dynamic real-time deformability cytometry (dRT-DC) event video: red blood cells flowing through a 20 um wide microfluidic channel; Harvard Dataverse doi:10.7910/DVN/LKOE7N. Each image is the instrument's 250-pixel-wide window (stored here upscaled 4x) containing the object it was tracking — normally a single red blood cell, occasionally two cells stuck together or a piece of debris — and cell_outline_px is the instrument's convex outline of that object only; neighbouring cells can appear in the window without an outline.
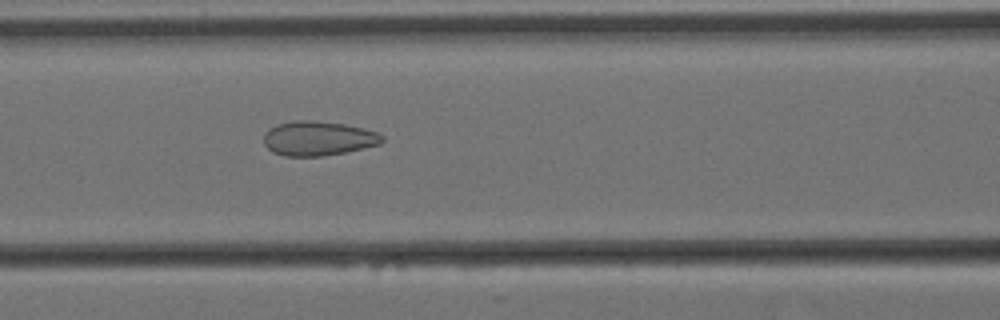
{"species": "Egyptian fruit bat (a non-hibernating species)", "species_latin": "Rousettus aegyptiacus", "temperature_condition": "cold", "stored_images_in_passage": 57, "camera_frame_rate_fps": 3000, "um_per_image_px": 0.085, "animal": {"sex": "female"}, "frame": {"image": 1, "passage_image": 23, "time_ms": 7.333, "image_size_px": [1000, 320], "cell_outline_px": [[384, 140], [380, 144], [364, 148], [324, 156], [284, 156], [272, 152], [264, 144], [264, 132], [268, 128], [276, 124], [292, 120], [312, 120], [344, 124], [364, 128], [376, 132], [384, 136]], "centroid_in_image_um": [27.02, 11.76], "position_along_channel_um": 139.6, "area_um2": 23.99}}
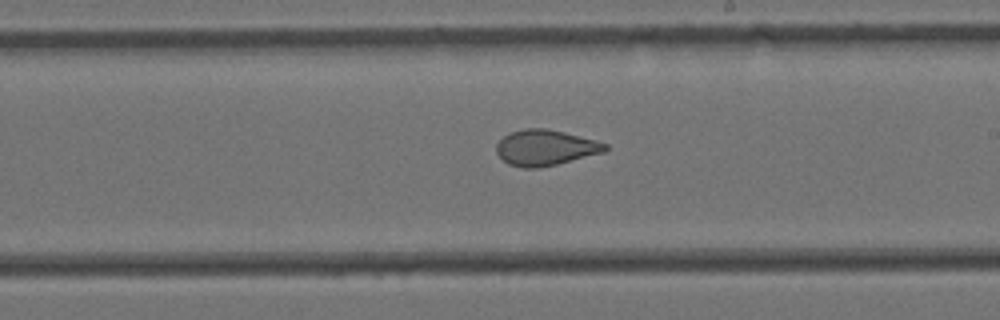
{"frame": {"image": 2, "passage_image": 32, "time_ms": 10.333, "image_size_px": [1000, 320], "cell_outline_px": [[608, 148], [604, 152], [556, 164], [536, 168], [520, 168], [508, 164], [496, 152], [496, 144], [504, 136], [512, 132], [524, 128], [544, 128], [564, 132], [596, 140], [608, 144]], "centroid_in_image_um": [46.35, 12.55], "position_along_channel_um": 242.7, "area_um2": 22.48}}
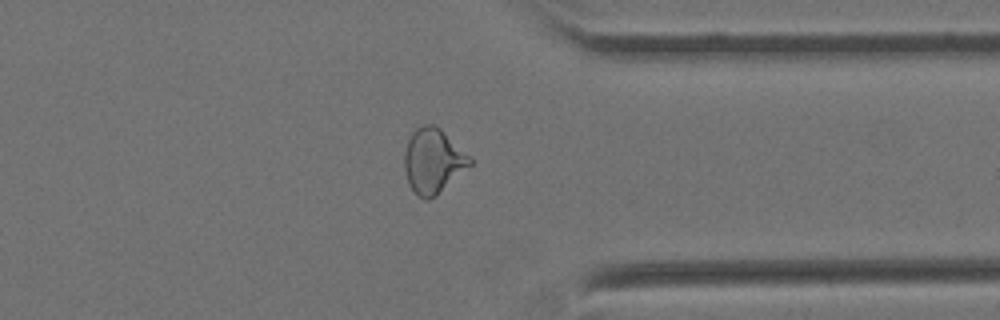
{"frame": {"image": 3, "passage_image": 44, "time_ms": 14.333, "image_size_px": [1000, 320], "cell_outline_px": [[472, 164], [436, 196], [428, 200], [424, 200], [416, 196], [408, 180], [404, 168], [404, 152], [408, 140], [412, 132], [416, 128], [424, 124], [436, 124], [472, 156]], "centroid_in_image_um": [36.83, 13.66], "position_along_channel_um": 374.6, "area_um2": 25.03}, "authors_computed_cell_mechanics": {"area_um2": 25.2586, "velocity_mm_per_s": 3.4471, "shape_relaxation_time_tau1_ms": null, "shape_relaxation_time_tau2_ms": 1.4641, "deformation_change_tau1": null, "deformation_change_tau2": 0.0862}}